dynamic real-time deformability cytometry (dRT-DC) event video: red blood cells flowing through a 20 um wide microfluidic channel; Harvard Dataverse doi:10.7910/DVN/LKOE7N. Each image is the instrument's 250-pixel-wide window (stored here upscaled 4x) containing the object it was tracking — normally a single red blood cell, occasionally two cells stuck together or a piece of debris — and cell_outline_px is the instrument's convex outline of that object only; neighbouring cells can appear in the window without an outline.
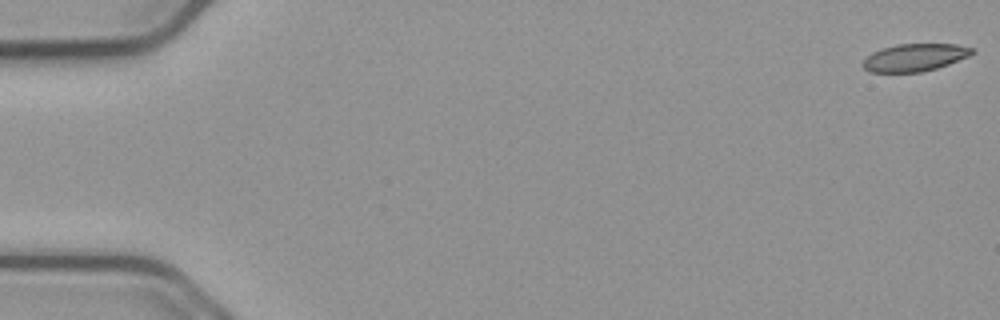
{"species": "common noctule bat (a hibernating species)", "species_latin": "Nyctalus noctula", "temperature_condition": "cold", "stored_images_in_passage": 54, "camera_frame_rate_fps": 3000, "um_per_image_px": 0.085, "animal": {"sex": "male", "body_mass_g": 23.1, "forearm_length_mm": 52.7}, "frame": {"image": 1, "passage_image": 1, "time_ms": 0.0, "image_size_px": [1000, 320], "cell_outline_px": [[976, 52], [968, 56], [948, 64], [936, 68], [920, 72], [868, 72], [864, 68], [864, 60], [872, 52], [896, 44], [956, 44], [976, 48]], "centroid_in_image_um": [77.79, 4.88], "position_along_channel_um": 7.2, "area_um2": 17.4}}
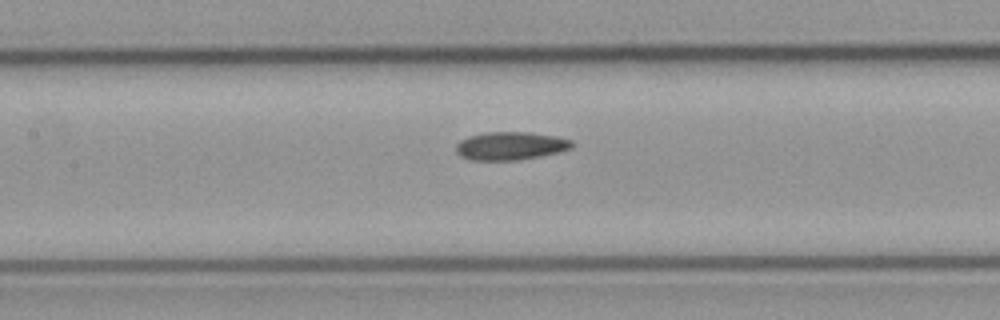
{"frame": {"image": 2, "passage_image": 26, "time_ms": 8.333, "image_size_px": [1000, 320], "cell_outline_px": [[572, 148], [560, 152], [540, 156], [516, 160], [472, 160], [460, 156], [456, 152], [456, 144], [460, 140], [468, 136], [484, 132], [528, 132], [556, 136], [572, 140]], "centroid_in_image_um": [43.37, 12.39], "position_along_channel_um": 164.0, "area_um2": 19.07}}
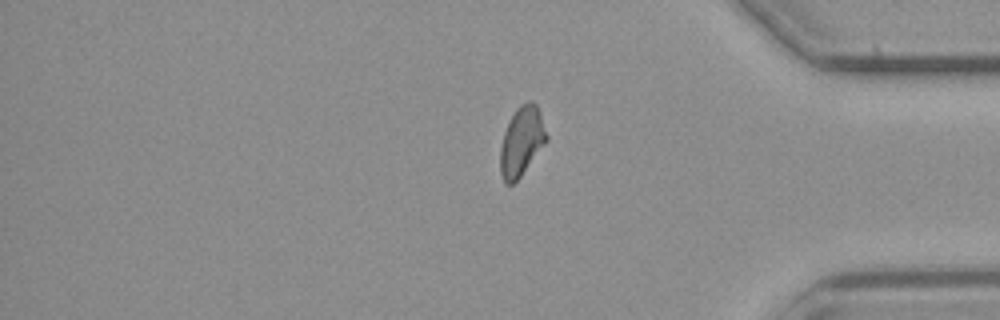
{"frame": {"image": 3, "passage_image": 46, "time_ms": 15.0, "image_size_px": [1000, 320], "cell_outline_px": [[548, 140], [520, 176], [512, 184], [504, 184], [500, 172], [500, 148], [504, 132], [516, 108], [520, 104], [528, 100], [532, 100], [536, 104], [540, 112], [548, 136]], "centroid_in_image_um": [44.34, 12.0], "position_along_channel_um": 390.9, "area_um2": 18.61}, "authors_computed_cell_mechanics": {"area_um2": 18.785, "velocity_mm_per_s": 3.7359, "shape_relaxation_time_tau1_ms": null, "shape_relaxation_time_tau2_ms": 4.3189, "deformation_change_tau1": null, "deformation_change_tau2": 0.0957}}